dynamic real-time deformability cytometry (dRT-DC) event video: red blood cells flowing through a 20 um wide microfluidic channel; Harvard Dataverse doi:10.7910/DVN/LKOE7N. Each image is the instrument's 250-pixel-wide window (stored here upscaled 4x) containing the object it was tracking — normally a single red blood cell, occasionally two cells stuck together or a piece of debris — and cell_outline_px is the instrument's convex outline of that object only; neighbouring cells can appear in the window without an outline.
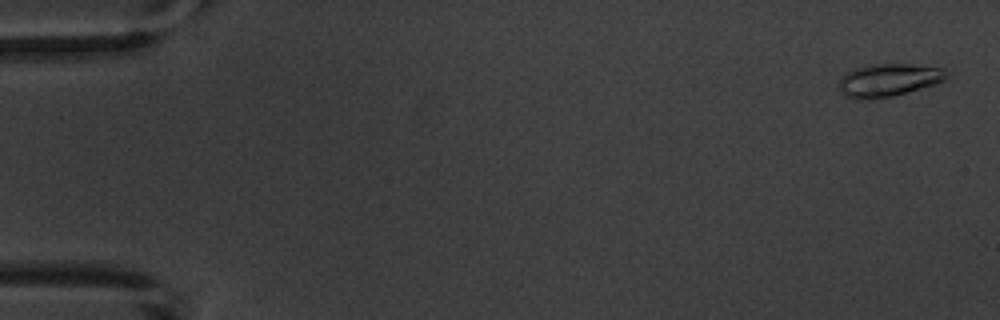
{"species": "common noctule bat (a hibernating species)", "species_latin": "Nyctalus noctula", "temperature_condition": "warm", "stored_images_in_passage": 5, "segment_of_instrument_passage": [1, 2], "camera_frame_rate_fps": 3000, "um_per_image_px": 0.085, "animal": {"sex": "male", "body_mass_g": 20.1, "forearm_length_mm": 53.5}, "frame": {"image": 1, "passage_image": 1, "time_ms": 0.0, "image_size_px": [1000, 320], "cell_outline_px": [[948, 76], [944, 80], [936, 84], [908, 92], [892, 96], [860, 100], [856, 100], [844, 96], [840, 92], [836, 84], [840, 76], [844, 72], [868, 64], [912, 64], [944, 68]], "centroid_in_image_um": [75.45, 6.81], "position_along_channel_um": 9.5, "area_um2": 21.04}}